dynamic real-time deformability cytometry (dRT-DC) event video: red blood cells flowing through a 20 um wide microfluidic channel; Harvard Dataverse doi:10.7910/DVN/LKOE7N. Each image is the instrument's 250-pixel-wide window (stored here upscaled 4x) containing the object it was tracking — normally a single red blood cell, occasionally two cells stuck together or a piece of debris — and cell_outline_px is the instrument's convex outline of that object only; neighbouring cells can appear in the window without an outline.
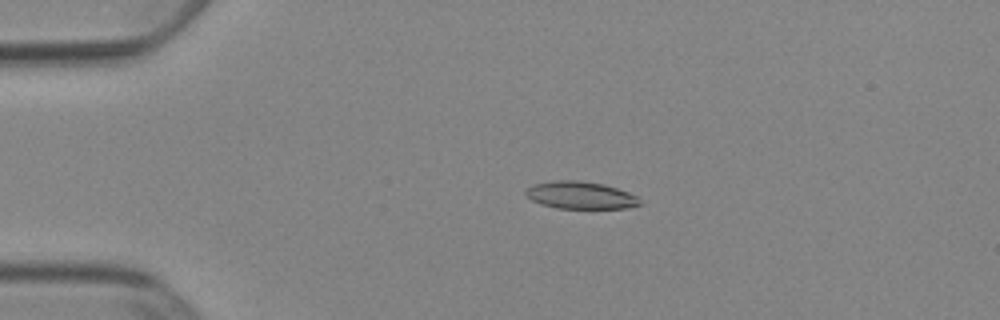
{"species": "Egyptian fruit bat (a non-hibernating species)", "species_latin": "Rousettus aegyptiacus", "temperature_condition": "cold", "stored_images_in_passage": 53, "camera_frame_rate_fps": 3000, "um_per_image_px": 0.085, "animal": {"sex": "female"}, "frame": {"image": 1, "passage_image": 12, "time_ms": 3.667, "image_size_px": [1000, 320], "cell_outline_px": [[640, 204], [628, 208], [556, 208], [540, 204], [532, 200], [524, 192], [532, 184], [556, 180], [580, 180], [604, 184], [628, 192], [636, 196], [640, 200]], "centroid_in_image_um": [49.32, 16.59], "position_along_channel_um": 35.7, "area_um2": 18.15}}
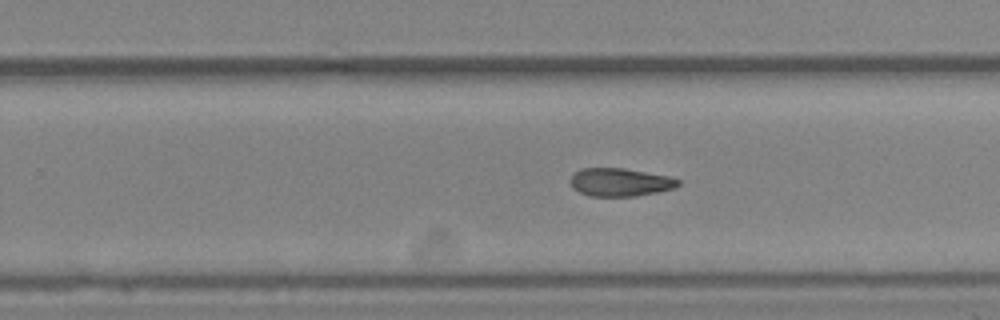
{"frame": {"image": 2, "passage_image": 34, "time_ms": 11.0, "image_size_px": [1000, 320], "cell_outline_px": [[680, 184], [676, 188], [636, 196], [592, 196], [580, 192], [572, 188], [568, 180], [580, 168], [624, 168], [668, 176], [680, 180]], "centroid_in_image_um": [52.7, 15.48], "position_along_channel_um": 277.1, "area_um2": 17.69}}
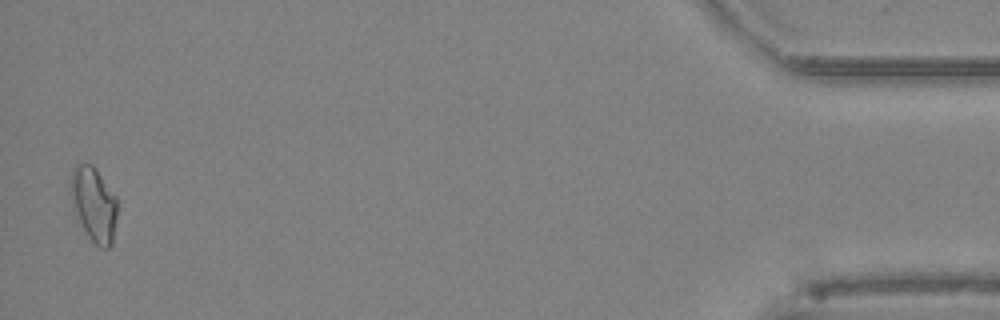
{"frame": {"image": 3, "passage_image": 52, "time_ms": 17.0, "image_size_px": [1000, 320], "cell_outline_px": [[116, 220], [112, 244], [108, 248], [100, 248], [88, 236], [72, 208], [72, 168], [76, 164], [92, 164], [96, 168], [116, 196]], "centroid_in_image_um": [7.99, 17.36], "position_along_channel_um": 427.2, "area_um2": 19.94}}